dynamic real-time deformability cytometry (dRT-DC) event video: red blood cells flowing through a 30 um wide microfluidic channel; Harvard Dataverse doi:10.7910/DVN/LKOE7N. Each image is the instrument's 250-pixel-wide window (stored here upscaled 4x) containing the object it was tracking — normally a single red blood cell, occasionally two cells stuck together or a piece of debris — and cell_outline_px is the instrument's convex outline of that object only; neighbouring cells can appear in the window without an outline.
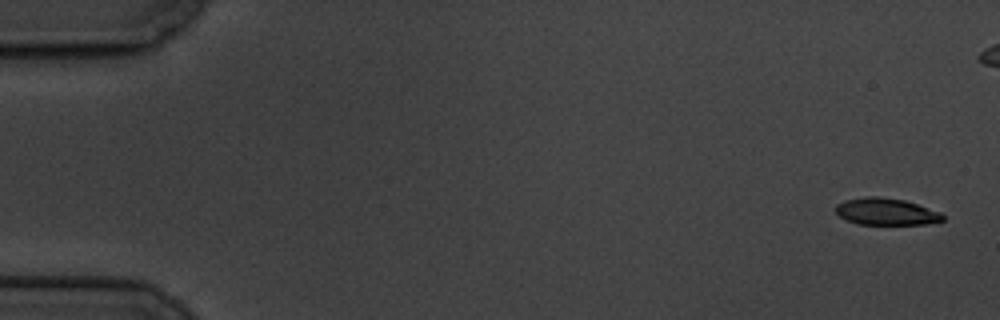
{"species": "common noctule bat (a hibernating species)", "species_latin": "Nyctalus noctula", "temperature_condition": "cold", "stored_images_in_passage": 6, "camera_frame_rate_fps": 3000, "um_per_image_px": 0.085, "animal": {"sex": "male", "body_mass_g": 19.5, "forearm_length_mm": 54.6}, "frame": {"image": 1, "passage_image": 1, "time_ms": 0.0, "image_size_px": [1000, 320], "cell_outline_px": [[944, 220], [924, 224], [856, 224], [840, 216], [836, 212], [836, 204], [844, 200], [868, 196], [880, 196], [904, 200], [940, 212], [944, 216]], "centroid_in_image_um": [75.3, 17.98], "position_along_channel_um": 9.7, "area_um2": 16.65}}